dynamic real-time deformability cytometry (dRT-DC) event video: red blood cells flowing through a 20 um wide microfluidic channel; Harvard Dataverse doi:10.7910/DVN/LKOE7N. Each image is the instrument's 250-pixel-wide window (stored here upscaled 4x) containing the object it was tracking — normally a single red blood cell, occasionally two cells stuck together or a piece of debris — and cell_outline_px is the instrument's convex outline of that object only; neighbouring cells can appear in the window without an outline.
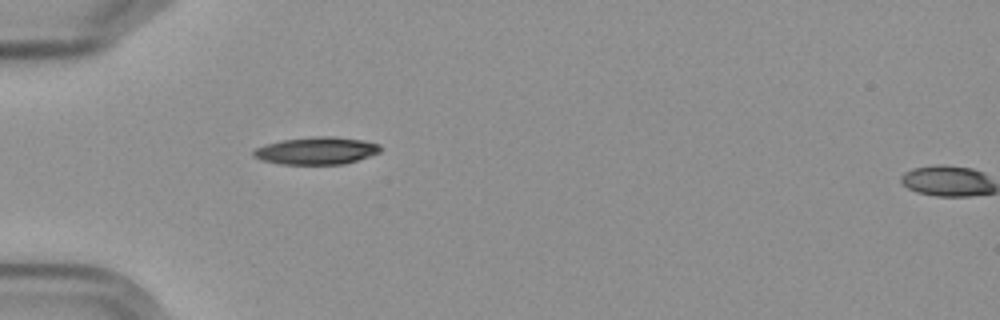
{"species": "Egyptian fruit bat (a non-hibernating species)", "species_latin": "Rousettus aegyptiacus", "temperature_condition": "cold", "stored_images_in_passage": 2, "segment_of_instrument_passage": [1, 2], "camera_frame_rate_fps": 3000, "um_per_image_px": 0.085, "frame": {"image": 1, "passage_image": 1, "time_ms": 0.0, "image_size_px": [1000, 320], "cell_outline_px": [[380, 152], [344, 164], [280, 164], [260, 160], [252, 156], [252, 152], [256, 148], [264, 144], [280, 140], [316, 136], [332, 136], [364, 140], [380, 144]], "centroid_in_image_um": [26.85, 12.8], "position_along_channel_um": 58.1, "area_um2": 20.35}}